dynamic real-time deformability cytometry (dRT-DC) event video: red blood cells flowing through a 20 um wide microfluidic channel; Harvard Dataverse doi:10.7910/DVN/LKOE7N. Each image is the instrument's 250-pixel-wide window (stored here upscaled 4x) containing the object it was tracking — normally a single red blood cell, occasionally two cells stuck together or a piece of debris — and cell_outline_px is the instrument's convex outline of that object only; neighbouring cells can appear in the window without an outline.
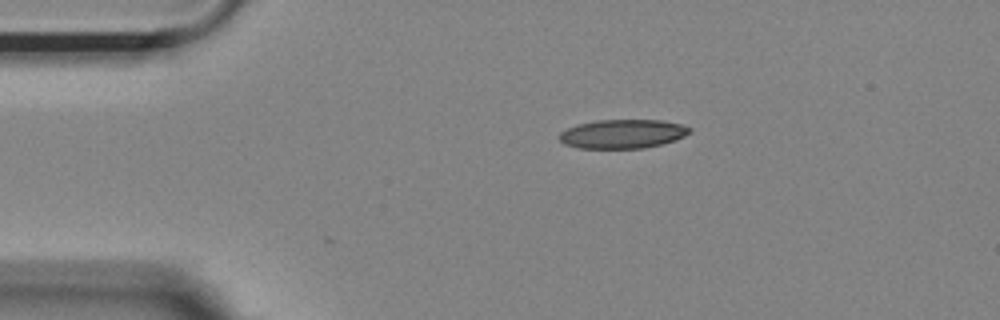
{"species": "Egyptian fruit bat (a non-hibernating species)", "species_latin": "Rousettus aegyptiacus", "temperature_condition": "room temperature", "stored_images_in_passage": 26, "camera_frame_rate_fps": 3000, "um_per_image_px": 0.085, "animal": {"sex": "female"}, "frame": {"image": 1, "passage_image": 1, "time_ms": 0.0, "image_size_px": [1000, 320], "cell_outline_px": [[692, 132], [676, 140], [644, 148], [576, 148], [564, 144], [556, 136], [560, 132], [576, 124], [596, 120], [660, 120], [680, 124], [692, 128]], "centroid_in_image_um": [52.89, 11.38], "position_along_channel_um": 32.1, "area_um2": 22.14}}
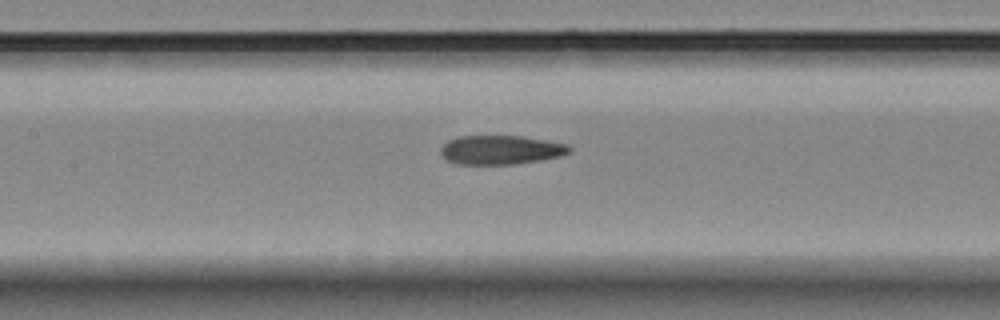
{"frame": {"image": 2, "passage_image": 15, "time_ms": 4.667, "image_size_px": [1000, 320], "cell_outline_px": [[572, 152], [560, 156], [540, 160], [512, 164], [460, 164], [448, 160], [440, 152], [440, 148], [448, 140], [460, 136], [520, 136], [548, 140], [568, 144], [572, 148]], "centroid_in_image_um": [42.61, 12.73], "position_along_channel_um": 164.8, "area_um2": 21.73}}
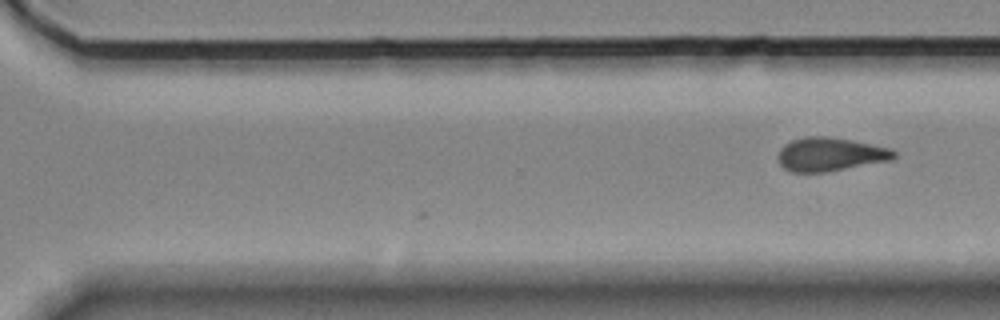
{"frame": {"image": 3, "passage_image": 26, "time_ms": 8.333, "image_size_px": [1000, 320], "cell_outline_px": [[896, 156], [892, 160], [824, 172], [792, 172], [784, 168], [780, 164], [780, 148], [784, 144], [792, 140], [804, 136], [828, 136], [852, 140], [892, 148], [896, 152]], "centroid_in_image_um": [70.59, 13.1], "position_along_channel_um": 300.0, "area_um2": 22.66}}